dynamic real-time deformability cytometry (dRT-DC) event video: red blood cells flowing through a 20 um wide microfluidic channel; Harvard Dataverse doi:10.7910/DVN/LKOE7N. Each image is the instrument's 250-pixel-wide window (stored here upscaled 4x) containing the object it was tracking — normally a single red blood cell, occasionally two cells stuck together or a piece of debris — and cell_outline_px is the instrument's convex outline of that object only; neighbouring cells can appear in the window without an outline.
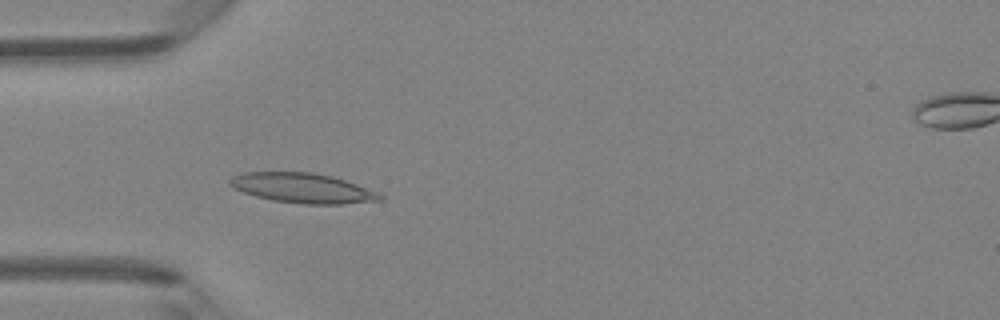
{"species": "Egyptian fruit bat (a non-hibernating species)", "species_latin": "Rousettus aegyptiacus", "temperature_condition": "room temperature", "stored_images_in_passage": 48, "camera_frame_rate_fps": 3000, "um_per_image_px": 0.085, "animal": {"sex": "female"}, "frame": {"image": 1, "passage_image": 15, "time_ms": 4.667, "image_size_px": [1000, 320], "cell_outline_px": [[384, 200], [344, 204], [300, 204], [272, 200], [256, 196], [244, 192], [228, 184], [228, 180], [232, 176], [244, 172], [312, 172], [332, 176], [380, 192], [384, 196]], "centroid_in_image_um": [25.76, 15.99], "position_along_channel_um": 59.2, "area_um2": 26.24}}
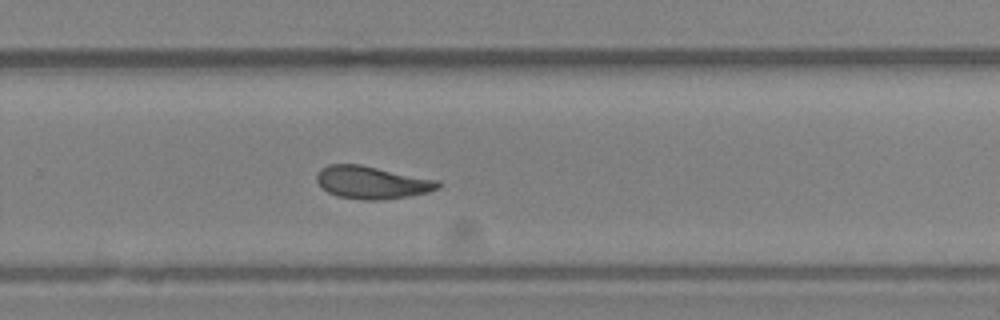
{"frame": {"image": 2, "passage_image": 32, "time_ms": 10.333, "image_size_px": [1000, 320], "cell_outline_px": [[440, 188], [428, 192], [408, 196], [384, 200], [364, 200], [340, 196], [328, 192], [316, 180], [316, 176], [320, 168], [328, 164], [360, 164], [440, 180]], "centroid_in_image_um": [31.64, 15.5], "position_along_channel_um": 298.2, "area_um2": 23.12}}
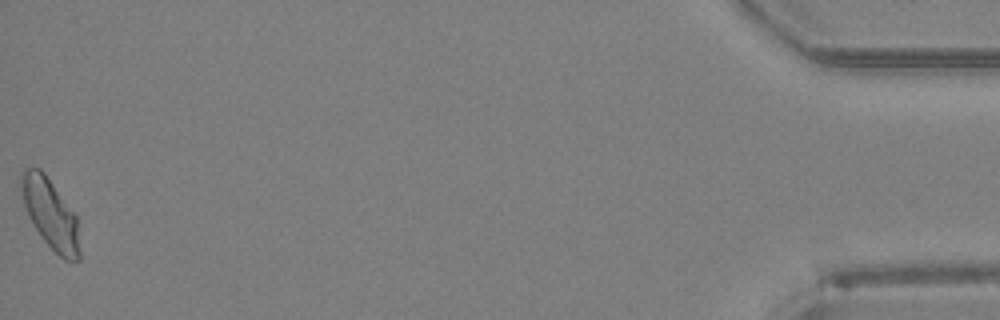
{"frame": {"image": 3, "passage_image": 48, "time_ms": 15.667, "image_size_px": [1000, 320], "cell_outline_px": [[80, 260], [64, 260], [44, 240], [32, 224], [28, 216], [24, 204], [20, 188], [20, 172], [24, 168], [40, 168], [44, 172], [76, 216], [80, 252]], "centroid_in_image_um": [4.25, 18.15], "position_along_channel_um": 430.9, "area_um2": 23.52}, "authors_computed_cell_mechanics": {"area_um2": 23.0911, "velocity_mm_per_s": 4.2888, "shape_relaxation_time_tau1_ms": 8.9878, "shape_relaxation_time_tau2_ms": 1.771, "deformation_change_tau1": 0.2078, "deformation_change_tau2": 0.0786}}